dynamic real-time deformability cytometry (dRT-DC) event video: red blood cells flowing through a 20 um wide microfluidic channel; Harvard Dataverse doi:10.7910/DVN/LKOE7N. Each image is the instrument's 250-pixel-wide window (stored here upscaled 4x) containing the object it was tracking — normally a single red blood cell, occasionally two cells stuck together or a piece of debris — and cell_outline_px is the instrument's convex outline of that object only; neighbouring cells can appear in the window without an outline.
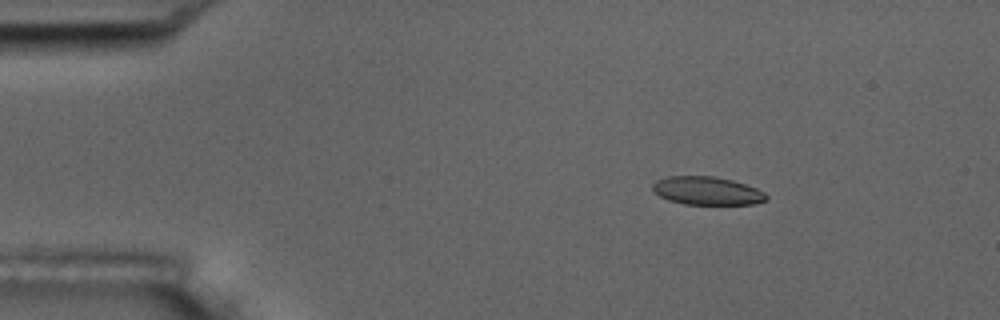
{"species": "common noctule bat (a hibernating species)", "species_latin": "Nyctalus noctula", "temperature_condition": "room temperature", "stored_images_in_passage": 4, "camera_frame_rate_fps": 3000, "um_per_image_px": 0.085, "animal": {"sex": "male", "body_mass_g": 17.5, "forearm_length_mm": 52.3}, "frame": {"image": 1, "passage_image": 1, "time_ms": 0.0, "image_size_px": [1000, 320], "cell_outline_px": [[768, 200], [756, 204], [684, 204], [668, 200], [660, 196], [652, 188], [652, 184], [656, 180], [668, 176], [716, 176], [732, 180], [756, 188], [764, 192], [768, 196]], "centroid_in_image_um": [60.11, 16.22], "position_along_channel_um": 24.9, "area_um2": 18.73}}